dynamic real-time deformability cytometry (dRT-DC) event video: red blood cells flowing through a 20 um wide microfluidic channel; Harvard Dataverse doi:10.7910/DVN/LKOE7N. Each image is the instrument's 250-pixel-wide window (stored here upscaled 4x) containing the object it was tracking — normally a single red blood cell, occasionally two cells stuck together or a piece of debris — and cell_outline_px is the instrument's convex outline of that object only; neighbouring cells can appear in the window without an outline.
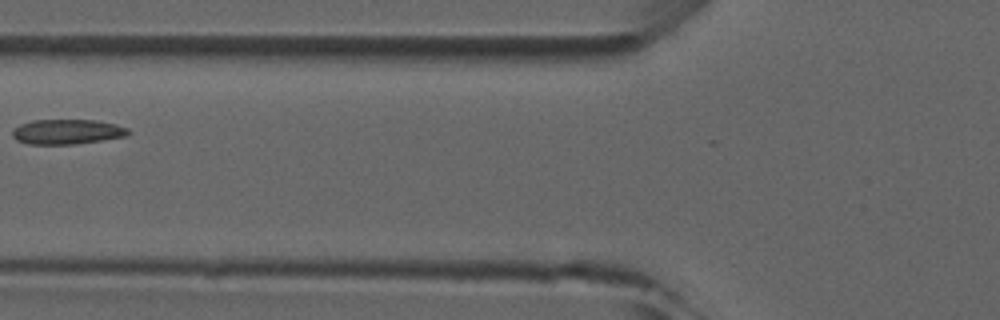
{"species": "common noctule bat (a hibernating species)", "species_latin": "Nyctalus noctula", "temperature_condition": "room temperature", "stored_images_in_passage": 4, "camera_frame_rate_fps": 3000, "um_per_image_px": 0.085, "animal": {"sex": "male", "forearm_length_mm": 52.5}, "frame": {"image": 1, "passage_image": 4, "time_ms": 4.333, "image_size_px": [1000, 320], "cell_outline_px": [[132, 132], [124, 136], [100, 140], [72, 144], [28, 144], [16, 140], [12, 136], [12, 132], [20, 124], [32, 120], [96, 120], [116, 124], [128, 128]], "centroid_in_image_um": [5.7, 11.19], "position_along_channel_um": 120.1, "area_um2": 16.7}}